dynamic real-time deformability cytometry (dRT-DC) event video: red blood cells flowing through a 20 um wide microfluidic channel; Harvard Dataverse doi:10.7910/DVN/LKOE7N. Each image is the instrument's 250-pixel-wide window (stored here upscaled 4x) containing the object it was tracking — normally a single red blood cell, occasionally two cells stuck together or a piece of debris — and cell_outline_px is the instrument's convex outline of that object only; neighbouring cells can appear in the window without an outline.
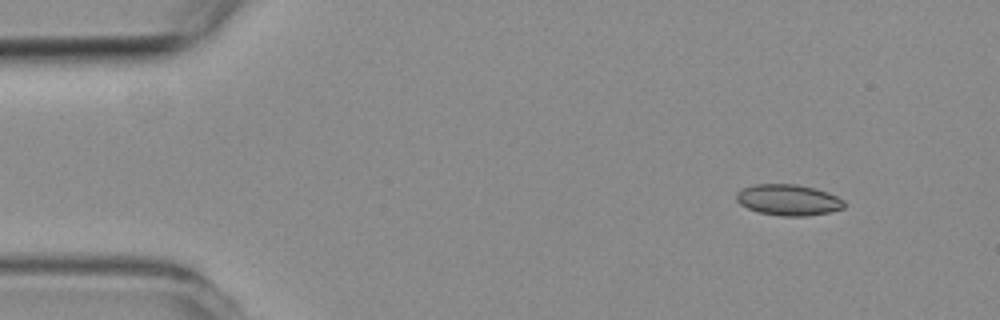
{"species": "common noctule bat (a hibernating species)", "species_latin": "Nyctalus noctula", "temperature_condition": "room temperature", "stored_images_in_passage": 5, "camera_frame_rate_fps": 3000, "um_per_image_px": 0.085, "animal": {"sex": "female", "body_mass_g": 19.3, "forearm_length_mm": 54.1}, "frame": {"image": 1, "passage_image": 1, "time_ms": 0.0, "image_size_px": [1000, 320], "cell_outline_px": [[844, 208], [832, 212], [808, 216], [780, 216], [760, 212], [748, 208], [740, 204], [736, 200], [736, 192], [744, 188], [756, 184], [796, 184], [816, 188], [828, 192], [844, 200]], "centroid_in_image_um": [67.04, 16.99], "position_along_channel_um": 18.0, "area_um2": 19.59}}
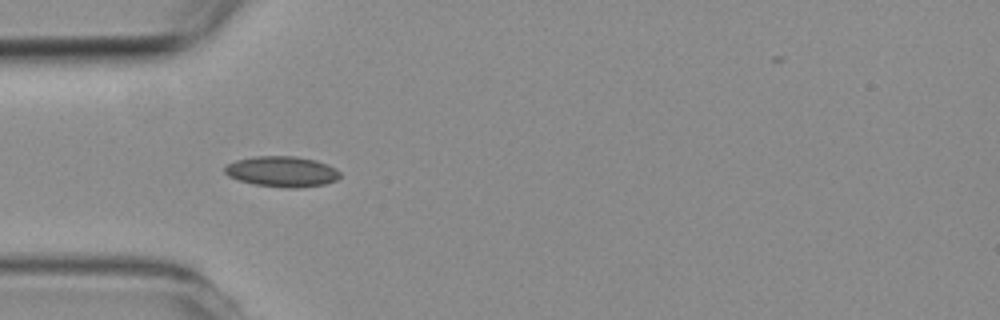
{"frame": {"image": 2, "passage_image": 4, "time_ms": 3.333, "image_size_px": [1000, 320], "cell_outline_px": [[340, 176], [336, 180], [324, 184], [296, 188], [288, 188], [256, 184], [240, 180], [228, 176], [224, 172], [224, 168], [228, 164], [236, 160], [252, 156], [296, 156], [316, 160], [328, 164], [336, 168], [340, 172]], "centroid_in_image_um": [23.98, 14.57], "position_along_channel_um": 61.0, "area_um2": 20.52}}
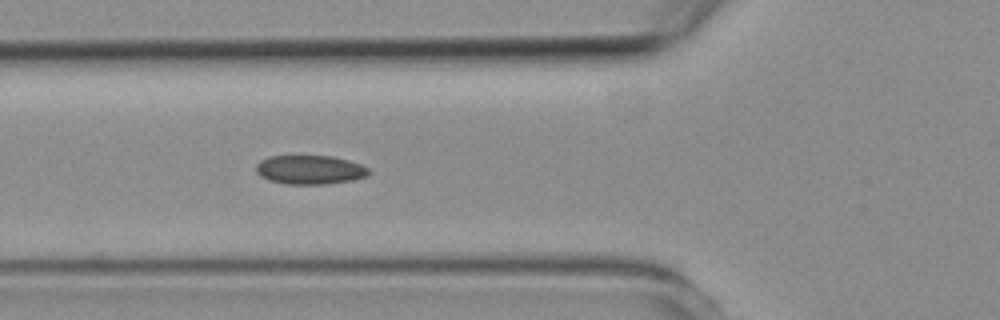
{"frame": {"image": 3, "passage_image": 5, "time_ms": 4.333, "image_size_px": [1000, 320], "cell_outline_px": [[368, 176], [352, 180], [324, 184], [288, 184], [268, 180], [260, 176], [256, 172], [256, 164], [260, 160], [268, 156], [332, 156], [348, 160], [360, 164], [368, 168]], "centroid_in_image_um": [26.31, 14.43], "position_along_channel_um": 99.5, "area_um2": 19.02}}